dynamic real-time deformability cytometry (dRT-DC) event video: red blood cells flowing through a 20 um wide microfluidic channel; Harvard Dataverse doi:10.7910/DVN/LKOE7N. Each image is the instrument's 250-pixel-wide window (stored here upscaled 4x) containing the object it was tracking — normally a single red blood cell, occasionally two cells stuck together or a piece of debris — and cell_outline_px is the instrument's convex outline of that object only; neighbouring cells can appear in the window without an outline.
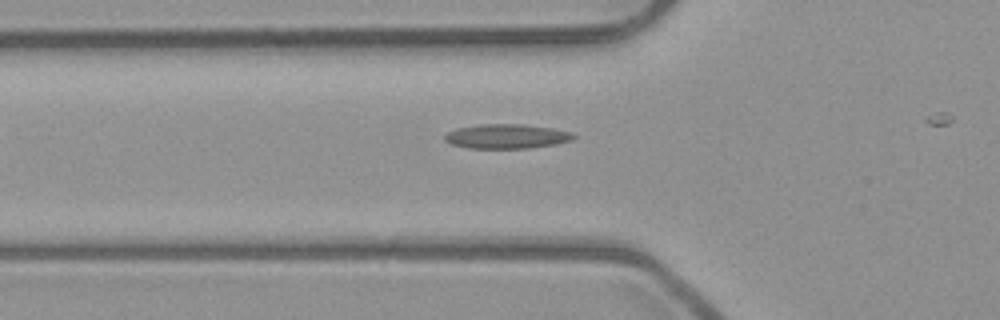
{"species": "common noctule bat (a hibernating species)", "species_latin": "Nyctalus noctula", "temperature_condition": "room temperature", "stored_images_in_passage": 3, "camera_frame_rate_fps": 3000, "um_per_image_px": 0.085, "animal": {"sex": "male", "body_mass_g": 23.1, "forearm_length_mm": 52.7}, "frame": {"image": 1, "passage_image": 2, "time_ms": 0.333, "image_size_px": [1000, 320], "cell_outline_px": [[576, 136], [572, 140], [556, 144], [528, 148], [468, 148], [452, 144], [444, 140], [444, 136], [448, 132], [456, 128], [480, 124], [524, 124], [552, 128], [572, 132]], "centroid_in_image_um": [43.07, 11.58], "position_along_channel_um": 82.7, "area_um2": 18.38}}